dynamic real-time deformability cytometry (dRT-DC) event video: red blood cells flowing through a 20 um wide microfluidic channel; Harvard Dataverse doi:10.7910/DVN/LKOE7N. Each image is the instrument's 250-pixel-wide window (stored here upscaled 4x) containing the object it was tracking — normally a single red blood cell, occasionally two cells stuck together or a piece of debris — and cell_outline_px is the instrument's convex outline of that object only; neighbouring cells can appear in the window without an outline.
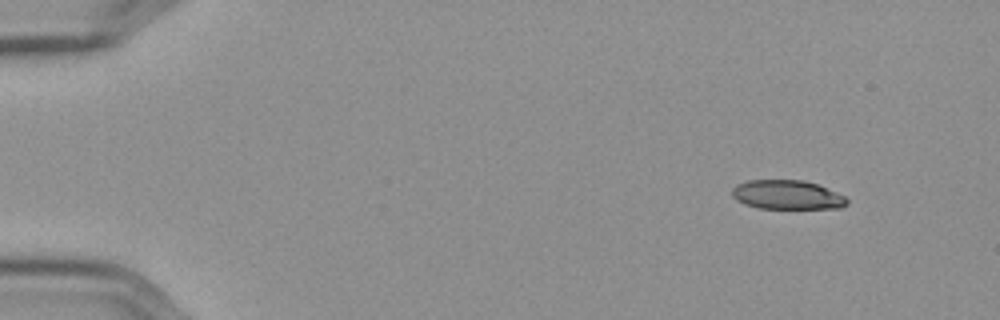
{"species": "Egyptian fruit bat (a non-hibernating species)", "species_latin": "Rousettus aegyptiacus", "temperature_condition": "cold", "stored_images_in_passage": 52, "camera_frame_rate_fps": 3000, "um_per_image_px": 0.085, "frame": {"image": 1, "passage_image": 1, "time_ms": 0.0, "image_size_px": [1000, 320], "cell_outline_px": [[848, 204], [840, 208], [760, 208], [744, 204], [736, 200], [732, 196], [732, 188], [736, 184], [748, 180], [804, 180], [816, 184], [844, 196], [848, 200]], "centroid_in_image_um": [66.87, 16.56], "position_along_channel_um": 18.1, "area_um2": 19.42}}
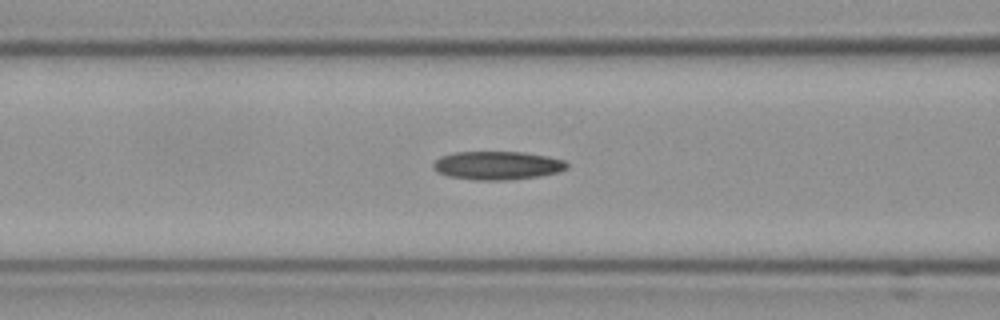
{"frame": {"image": 2, "passage_image": 19, "time_ms": 6.0, "image_size_px": [1000, 320], "cell_outline_px": [[568, 168], [560, 172], [540, 176], [512, 180], [472, 180], [448, 176], [432, 168], [432, 164], [440, 156], [452, 152], [524, 152], [548, 156], [564, 160], [568, 164]], "centroid_in_image_um": [42.29, 14.07], "position_along_channel_um": 124.3, "area_um2": 22.43}}
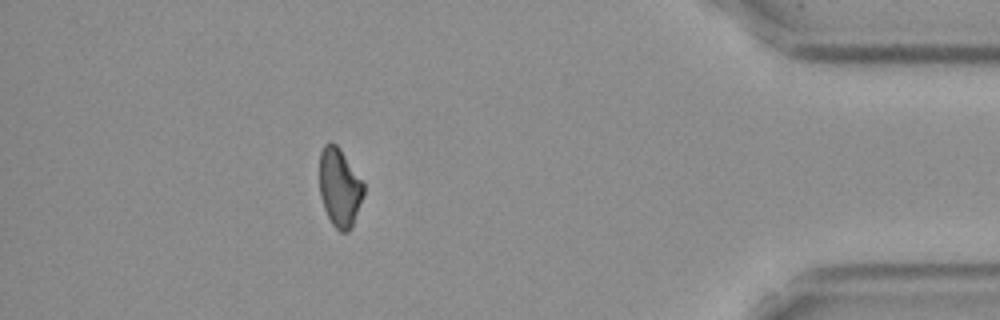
{"frame": {"image": 3, "passage_image": 46, "time_ms": 15.0, "image_size_px": [1000, 320], "cell_outline_px": [[364, 196], [352, 228], [348, 232], [340, 232], [332, 224], [324, 208], [320, 196], [320, 152], [324, 144], [336, 144], [340, 148], [364, 184]], "centroid_in_image_um": [28.87, 15.98], "position_along_channel_um": 406.3, "area_um2": 20.17}}